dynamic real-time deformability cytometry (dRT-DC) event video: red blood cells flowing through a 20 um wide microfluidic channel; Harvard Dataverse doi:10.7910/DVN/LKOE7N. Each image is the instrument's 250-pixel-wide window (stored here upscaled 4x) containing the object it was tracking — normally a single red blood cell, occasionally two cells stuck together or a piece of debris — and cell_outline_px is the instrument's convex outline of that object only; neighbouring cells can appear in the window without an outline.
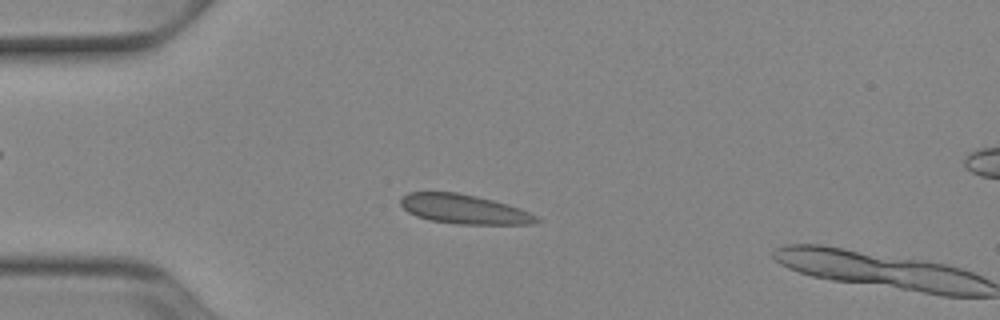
{"species": "Egyptian fruit bat (a non-hibernating species)", "species_latin": "Rousettus aegyptiacus", "temperature_condition": "cold", "stored_images_in_passage": 9, "camera_frame_rate_fps": 3000, "um_per_image_px": 0.085, "animal": {"sex": "female"}, "frame": {"image": 1, "passage_image": 7, "time_ms": 2.0, "image_size_px": [1000, 320], "cell_outline_px": [[540, 220], [532, 224], [460, 224], [428, 220], [416, 216], [408, 212], [400, 204], [400, 196], [408, 192], [456, 192], [476, 196], [508, 204], [520, 208], [536, 216]], "centroid_in_image_um": [39.4, 17.77], "position_along_channel_um": 45.6, "area_um2": 23.24}}